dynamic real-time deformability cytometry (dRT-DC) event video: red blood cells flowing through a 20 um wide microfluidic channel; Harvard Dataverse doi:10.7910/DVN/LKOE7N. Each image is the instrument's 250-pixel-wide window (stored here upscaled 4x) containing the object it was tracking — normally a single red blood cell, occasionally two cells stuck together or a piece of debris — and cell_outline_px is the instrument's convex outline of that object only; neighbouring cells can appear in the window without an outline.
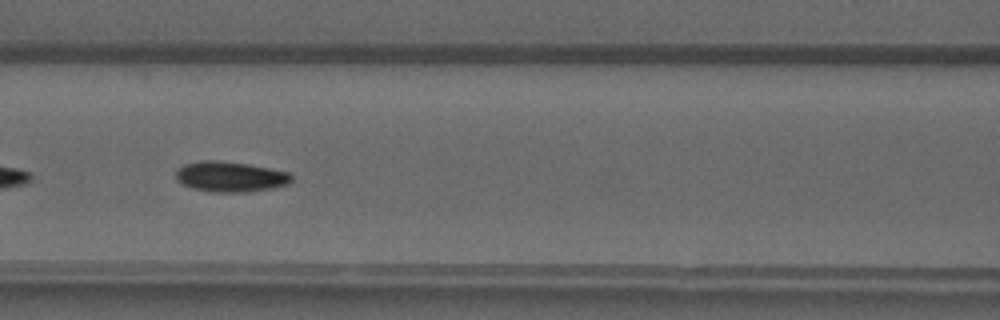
{"species": "common noctule bat (a hibernating species)", "species_latin": "Nyctalus noctula", "temperature_condition": "warm", "stored_images_in_passage": 46, "camera_frame_rate_fps": 3000, "um_per_image_px": 0.085, "animal": {"sex": "male", "forearm_length_mm": 52.5}, "frame": {"image": 1, "passage_image": 19, "time_ms": 6.0, "image_size_px": [1000, 320], "cell_outline_px": [[292, 180], [288, 184], [272, 188], [248, 192], [212, 192], [192, 188], [176, 180], [176, 172], [184, 164], [200, 160], [216, 160], [248, 164], [288, 172], [292, 176]], "centroid_in_image_um": [19.57, 15.02], "position_along_channel_um": 147.0, "area_um2": 20.4}}
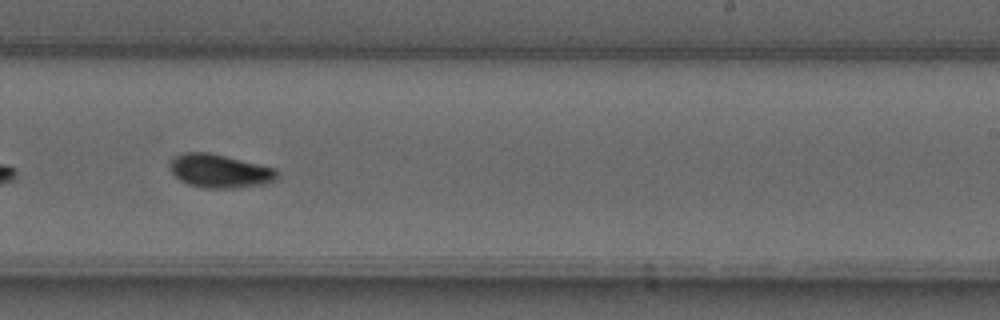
{"frame": {"image": 2, "passage_image": 28, "time_ms": 9.0, "image_size_px": [1000, 320], "cell_outline_px": [[280, 176], [276, 180], [268, 184], [236, 188], [204, 188], [188, 184], [180, 180], [168, 168], [168, 160], [184, 152], [208, 152], [276, 168]], "centroid_in_image_um": [18.69, 14.54], "position_along_channel_um": 270.3, "area_um2": 21.27}}
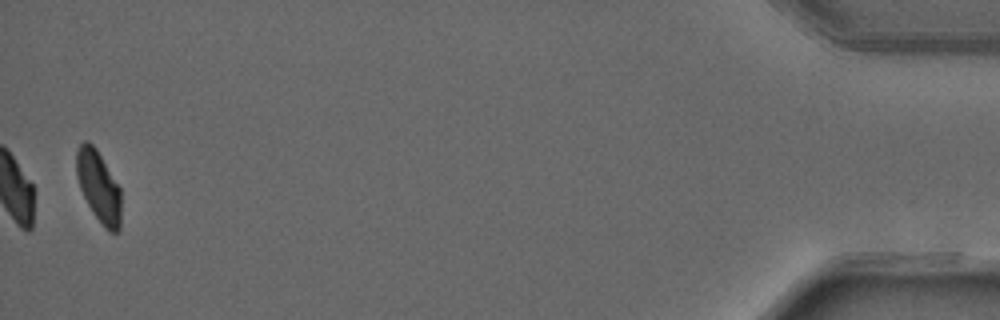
{"frame": {"image": 3, "passage_image": 46, "time_ms": 15.0, "image_size_px": [1000, 320], "cell_outline_px": [[120, 228], [116, 232], [108, 232], [104, 228], [92, 212], [80, 188], [76, 176], [76, 152], [80, 144], [84, 140], [88, 140], [96, 148], [120, 188]], "centroid_in_image_um": [8.37, 15.85], "position_along_channel_um": 426.8, "area_um2": 18.5}, "authors_computed_cell_mechanics": {"area_um2": 20.2878, "velocity_mm_per_s": 4.1228, "shape_relaxation_time_tau1_ms": 3.0981, "shape_relaxation_time_tau2_ms": 1.607, "deformation_change_tau1": 0.1429, "deformation_change_tau2": 0.0482}}